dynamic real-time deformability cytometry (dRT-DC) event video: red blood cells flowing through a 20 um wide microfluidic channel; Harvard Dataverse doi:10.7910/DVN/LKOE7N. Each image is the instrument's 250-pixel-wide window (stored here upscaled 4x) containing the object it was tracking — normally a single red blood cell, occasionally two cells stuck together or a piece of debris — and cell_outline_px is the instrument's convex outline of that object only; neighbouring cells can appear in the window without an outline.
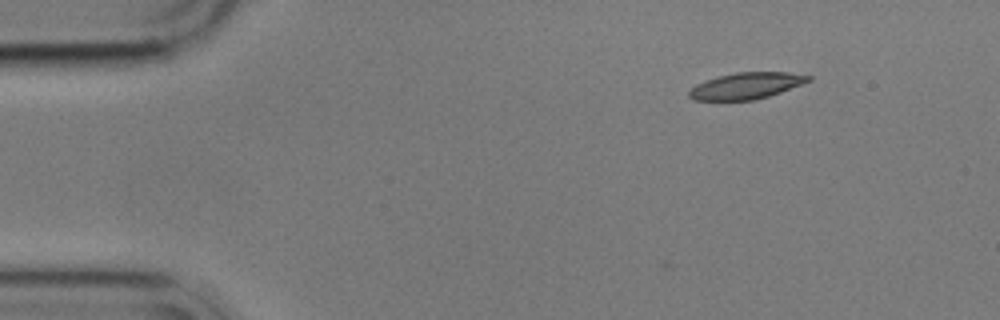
{"species": "common noctule bat (a hibernating species)", "species_latin": "Nyctalus noctula", "temperature_condition": "cold", "stored_images_in_passage": 2, "camera_frame_rate_fps": 3000, "um_per_image_px": 0.085, "animal": {"sex": "male", "body_mass_g": 17.9}, "frame": {"image": 1, "passage_image": 2, "time_ms": 0.333, "image_size_px": [1000, 320], "cell_outline_px": [[812, 80], [780, 92], [756, 100], [692, 100], [688, 96], [688, 92], [696, 84], [704, 80], [736, 72], [788, 72], [812, 76]], "centroid_in_image_um": [63.42, 7.29], "position_along_channel_um": 21.6, "area_um2": 18.32}}